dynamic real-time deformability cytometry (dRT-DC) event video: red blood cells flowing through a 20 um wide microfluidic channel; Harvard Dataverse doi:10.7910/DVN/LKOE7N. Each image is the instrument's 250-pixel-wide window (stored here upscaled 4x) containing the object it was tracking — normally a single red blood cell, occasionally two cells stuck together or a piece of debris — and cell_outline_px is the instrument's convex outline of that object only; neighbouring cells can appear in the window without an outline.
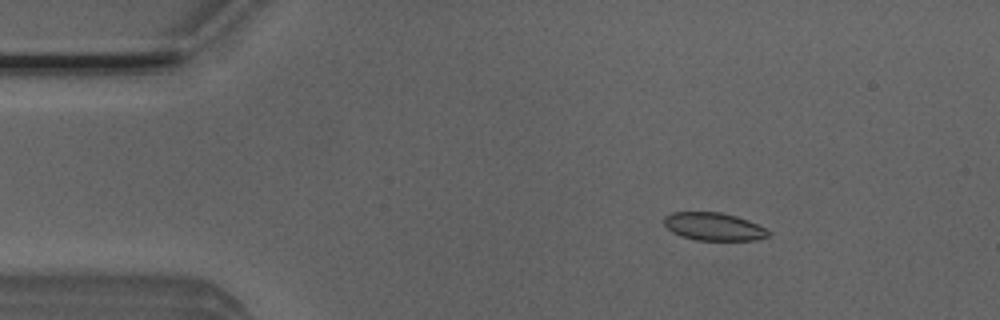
{"species": "Egyptian fruit bat (a non-hibernating species)", "species_latin": "Rousettus aegyptiacus", "temperature_condition": "room temperature", "stored_images_in_passage": 6, "camera_frame_rate_fps": 3000, "um_per_image_px": 0.085, "animal": {"sex": "male"}, "frame": {"image": 1, "passage_image": 3, "time_ms": 0.667, "image_size_px": [1000, 320], "cell_outline_px": [[768, 236], [756, 240], [696, 240], [680, 236], [672, 232], [664, 224], [664, 216], [672, 212], [720, 212], [736, 216], [748, 220], [764, 228], [768, 232]], "centroid_in_image_um": [60.62, 19.26], "position_along_channel_um": 24.4, "area_um2": 16.82}}